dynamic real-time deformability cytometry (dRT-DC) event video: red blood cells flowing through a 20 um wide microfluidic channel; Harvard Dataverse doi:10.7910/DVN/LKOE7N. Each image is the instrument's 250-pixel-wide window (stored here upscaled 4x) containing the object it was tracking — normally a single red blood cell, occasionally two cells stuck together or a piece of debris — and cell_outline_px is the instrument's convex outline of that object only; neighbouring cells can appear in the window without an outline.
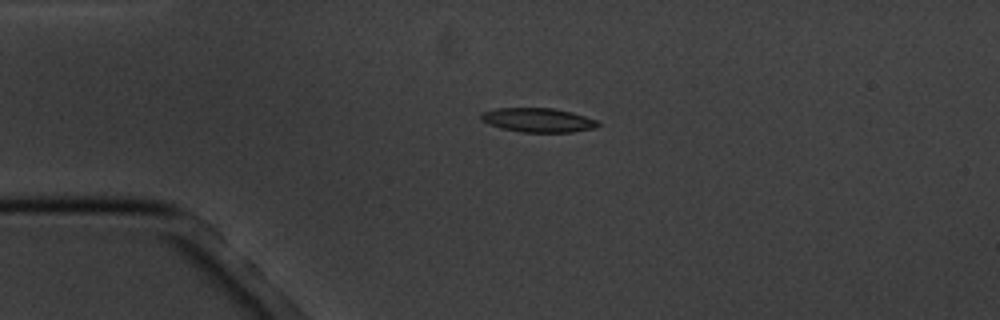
{"species": "common noctule bat (a hibernating species)", "species_latin": "Nyctalus noctula", "temperature_condition": "cold", "stored_images_in_passage": 3, "camera_frame_rate_fps": 3000, "um_per_image_px": 0.085, "animal": {"sex": "male", "body_mass_g": 20.1, "forearm_length_mm": 53.5}, "frame": {"image": 1, "passage_image": 2, "time_ms": 2.333, "image_size_px": [1000, 320], "cell_outline_px": [[600, 124], [596, 128], [572, 132], [524, 132], [500, 128], [488, 124], [480, 120], [480, 112], [496, 108], [552, 108], [572, 112], [596, 120]], "centroid_in_image_um": [45.69, 10.2], "position_along_channel_um": 39.3, "area_um2": 16.53}}